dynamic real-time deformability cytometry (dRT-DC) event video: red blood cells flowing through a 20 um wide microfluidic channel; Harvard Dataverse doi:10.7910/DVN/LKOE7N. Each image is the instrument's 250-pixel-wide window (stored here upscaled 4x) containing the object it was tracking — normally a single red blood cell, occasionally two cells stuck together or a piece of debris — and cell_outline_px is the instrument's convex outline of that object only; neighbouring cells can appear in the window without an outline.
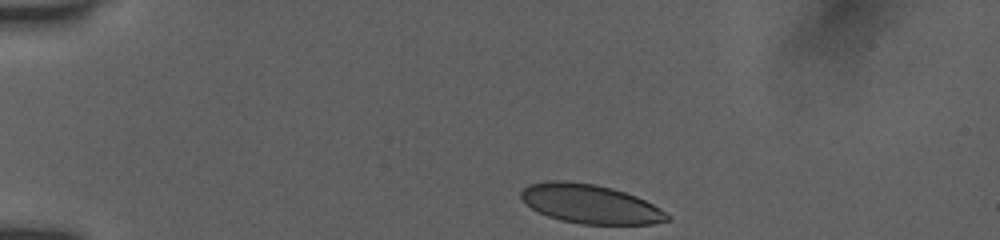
{"species": "human", "species_latin": "Homo sapiens", "temperature_condition": "room temperature", "stored_images_in_passage": 10, "camera_frame_rate_fps": 3000, "um_per_image_px": 0.085, "donor": {"sex": "female"}, "frame": {"image": 1, "passage_image": 1, "time_ms": 0.0, "image_size_px": [1000, 240], "cell_outline_px": [[672, 220], [652, 224], [580, 224], [560, 220], [548, 216], [532, 208], [520, 196], [520, 192], [528, 184], [544, 180], [568, 180], [596, 184], [612, 188], [636, 196], [660, 208], [672, 216]], "centroid_in_image_um": [50.18, 17.32], "position_along_channel_um": 34.8, "area_um2": 33.47}}
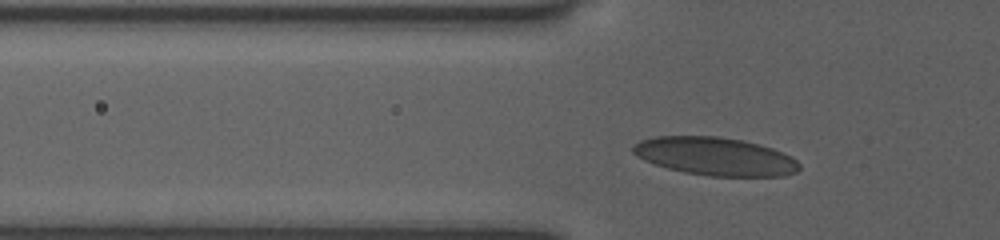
{"frame": {"image": 2, "passage_image": 6, "time_ms": 1.667, "image_size_px": [1000, 240], "cell_outline_px": [[800, 168], [796, 172], [784, 176], [712, 176], [684, 172], [668, 168], [644, 160], [636, 156], [632, 152], [632, 144], [640, 140], [656, 136], [716, 136], [744, 140], [760, 144], [772, 148], [792, 156], [800, 164]], "centroid_in_image_um": [60.79, 13.28], "position_along_channel_um": 65.0, "area_um2": 37.11}}
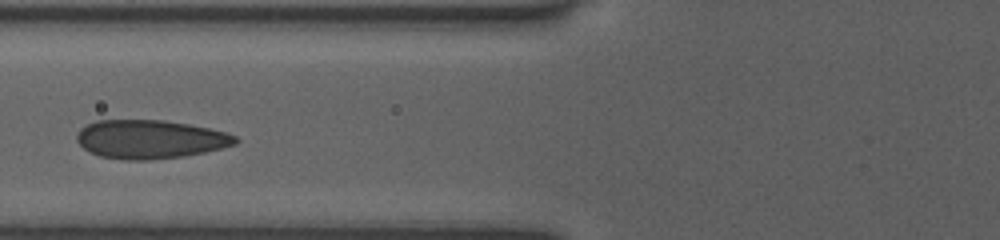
{"frame": {"image": 3, "passage_image": 9, "time_ms": 2.667, "image_size_px": [1000, 240], "cell_outline_px": [[240, 140], [236, 144], [204, 152], [184, 156], [144, 160], [128, 160], [100, 156], [88, 152], [76, 140], [76, 136], [80, 128], [96, 120], [164, 120], [188, 124], [208, 128], [224, 132], [236, 136]], "centroid_in_image_um": [12.74, 11.83], "position_along_channel_um": 113.1, "area_um2": 35.6}}